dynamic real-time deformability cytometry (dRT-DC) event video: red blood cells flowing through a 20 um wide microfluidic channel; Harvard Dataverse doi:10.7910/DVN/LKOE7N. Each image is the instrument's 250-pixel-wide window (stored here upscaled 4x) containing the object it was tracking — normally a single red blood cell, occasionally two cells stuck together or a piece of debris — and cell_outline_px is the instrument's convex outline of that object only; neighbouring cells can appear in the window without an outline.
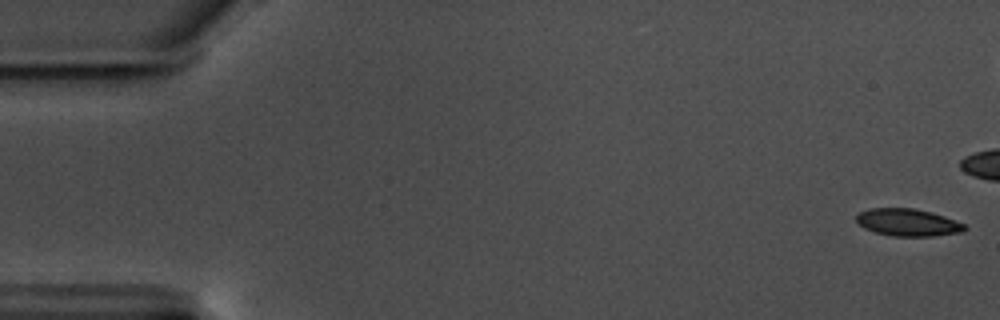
{"species": "common noctule bat (a hibernating species)", "species_latin": "Nyctalus noctula", "temperature_condition": "warm", "stored_images_in_passage": 17, "camera_frame_rate_fps": 3000, "um_per_image_px": 0.085, "animal": {"sex": "male", "body_mass_g": 17.5, "forearm_length_mm": 52.3}, "frame": {"image": 1, "passage_image": 1, "time_ms": 0.0, "image_size_px": [1000, 320], "cell_outline_px": [[968, 228], [964, 232], [932, 236], [892, 236], [876, 232], [864, 228], [856, 220], [856, 216], [860, 212], [868, 208], [912, 208], [932, 212], [944, 216], [964, 224]], "centroid_in_image_um": [77.18, 18.9], "position_along_channel_um": 7.8, "area_um2": 17.22}}